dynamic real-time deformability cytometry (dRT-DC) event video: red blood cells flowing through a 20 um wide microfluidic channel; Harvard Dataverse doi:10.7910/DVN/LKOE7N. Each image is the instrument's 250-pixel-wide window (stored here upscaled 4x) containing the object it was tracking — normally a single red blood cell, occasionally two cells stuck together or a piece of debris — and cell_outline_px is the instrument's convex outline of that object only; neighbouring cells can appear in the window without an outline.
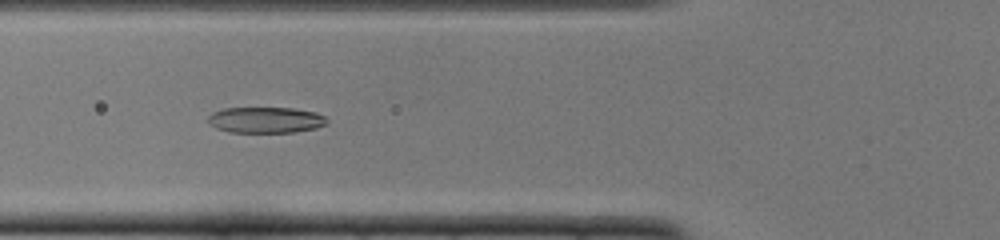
{"species": "common noctule bat (a hibernating species)", "species_latin": "Nyctalus noctula", "temperature_condition": "cold", "stored_images_in_passage": 51, "camera_frame_rate_fps": 3000, "um_per_image_px": 0.085, "animal": {"sex": "female", "body_mass_g": 22.0, "forearm_length_mm": 56.7}, "frame": {"image": 1, "passage_image": 19, "time_ms": 6.0, "image_size_px": [1000, 240], "cell_outline_px": [[328, 124], [316, 128], [292, 132], [228, 132], [216, 128], [208, 124], [208, 116], [212, 112], [224, 108], [292, 108], [316, 112], [324, 116], [328, 120]], "centroid_in_image_um": [22.57, 10.19], "position_along_channel_um": 103.2, "area_um2": 18.09}}
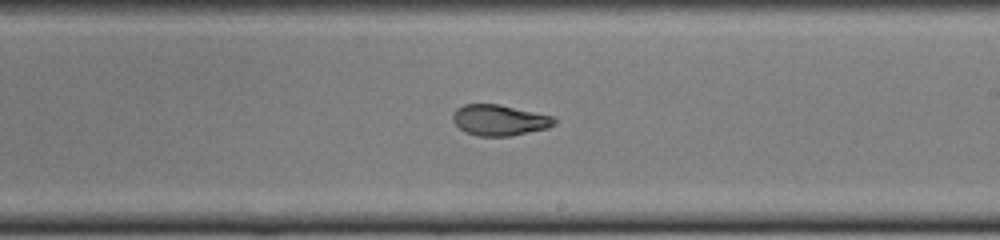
{"frame": {"image": 2, "passage_image": 30, "time_ms": 9.667, "image_size_px": [1000, 240], "cell_outline_px": [[556, 124], [548, 128], [512, 136], [476, 136], [464, 132], [452, 120], [452, 116], [456, 108], [464, 104], [496, 104], [552, 116], [556, 120]], "centroid_in_image_um": [42.43, 10.23], "position_along_channel_um": 246.6, "area_um2": 18.21}}
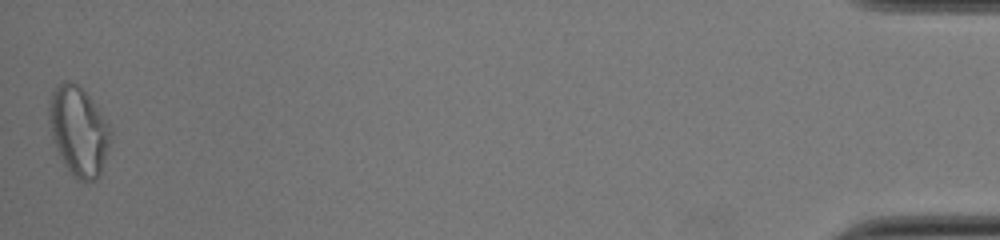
{"frame": {"image": 3, "passage_image": 51, "time_ms": 16.667, "image_size_px": [1000, 240], "cell_outline_px": [[108, 144], [104, 160], [100, 172], [96, 180], [76, 180], [72, 176], [64, 164], [52, 140], [48, 120], [48, 104], [52, 92], [56, 84], [64, 80], [68, 80], [80, 84], [108, 124]], "centroid_in_image_um": [6.6, 11.09], "position_along_channel_um": 428.6, "area_um2": 31.62}, "authors_computed_cell_mechanics": {"area_um2": 19.1896, "velocity_mm_per_s": 3.9204, "shape_relaxation_time_tau1_ms": 5.4173, "shape_relaxation_time_tau2_ms": 1.5375, "deformation_change_tau1": 0.2035, "deformation_change_tau2": 0.08}}